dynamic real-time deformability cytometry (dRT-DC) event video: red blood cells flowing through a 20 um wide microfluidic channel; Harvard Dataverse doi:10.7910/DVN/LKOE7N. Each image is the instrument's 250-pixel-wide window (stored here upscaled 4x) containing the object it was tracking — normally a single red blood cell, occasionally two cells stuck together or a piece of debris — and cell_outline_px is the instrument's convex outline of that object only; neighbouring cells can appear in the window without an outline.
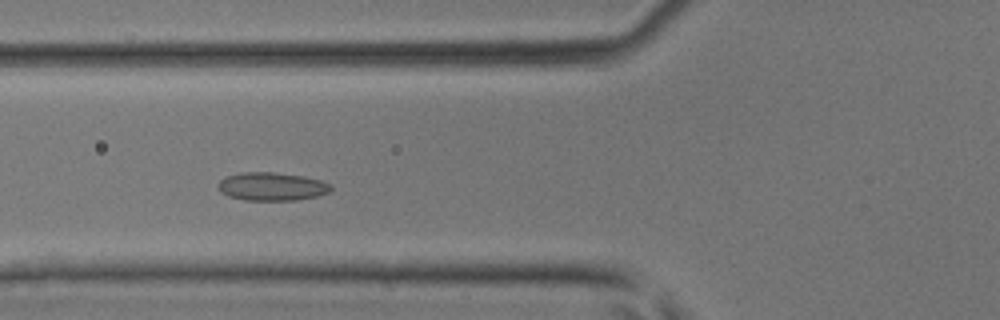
{"species": "common noctule bat (a hibernating species)", "species_latin": "Nyctalus noctula", "temperature_condition": "room temperature", "stored_images_in_passage": 18, "camera_frame_rate_fps": 3000, "um_per_image_px": 0.085, "animal": {"sex": "male", "body_mass_g": 17.9, "forearm_length_mm": 54.2}, "frame": {"image": 1, "passage_image": 12, "time_ms": 3.667, "image_size_px": [1000, 320], "cell_outline_px": [[332, 188], [328, 192], [316, 196], [296, 200], [244, 200], [228, 196], [220, 192], [216, 188], [220, 180], [224, 176], [240, 172], [272, 172], [304, 176], [320, 180], [332, 184]], "centroid_in_image_um": [23.06, 15.84], "position_along_channel_um": 102.7, "area_um2": 18.73}}
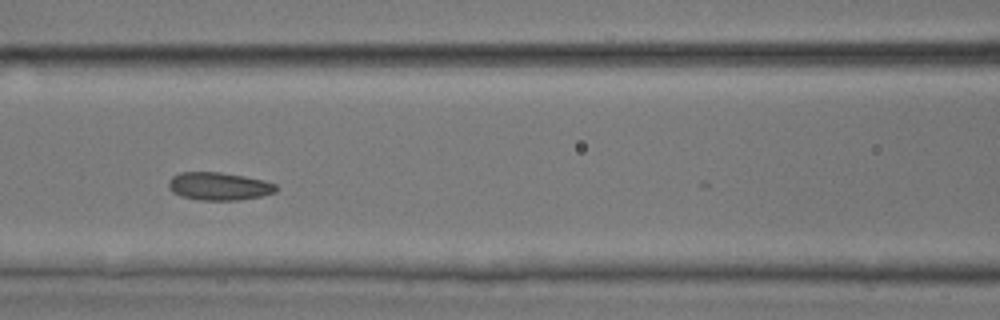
{"frame": {"image": 2, "passage_image": 15, "time_ms": 4.667, "image_size_px": [1000, 320], "cell_outline_px": [[280, 188], [276, 192], [260, 196], [240, 200], [196, 200], [180, 196], [172, 192], [168, 188], [168, 180], [172, 176], [180, 172], [220, 172], [244, 176], [264, 180], [276, 184]], "centroid_in_image_um": [18.6, 15.83], "position_along_channel_um": 148.0, "area_um2": 17.74}}
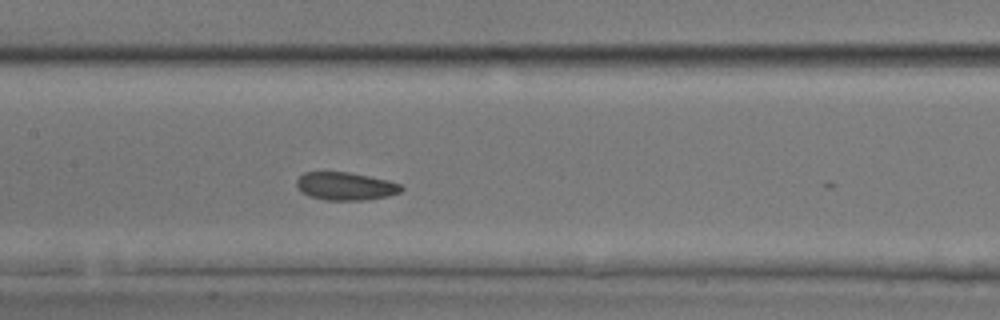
{"frame": {"image": 3, "passage_image": 17, "time_ms": 5.333, "image_size_px": [1000, 320], "cell_outline_px": [[404, 188], [400, 192], [388, 196], [360, 200], [328, 200], [308, 196], [296, 184], [296, 180], [304, 172], [348, 172], [388, 180], [400, 184]], "centroid_in_image_um": [29.38, 15.82], "position_along_channel_um": 178.0, "area_um2": 16.82}}